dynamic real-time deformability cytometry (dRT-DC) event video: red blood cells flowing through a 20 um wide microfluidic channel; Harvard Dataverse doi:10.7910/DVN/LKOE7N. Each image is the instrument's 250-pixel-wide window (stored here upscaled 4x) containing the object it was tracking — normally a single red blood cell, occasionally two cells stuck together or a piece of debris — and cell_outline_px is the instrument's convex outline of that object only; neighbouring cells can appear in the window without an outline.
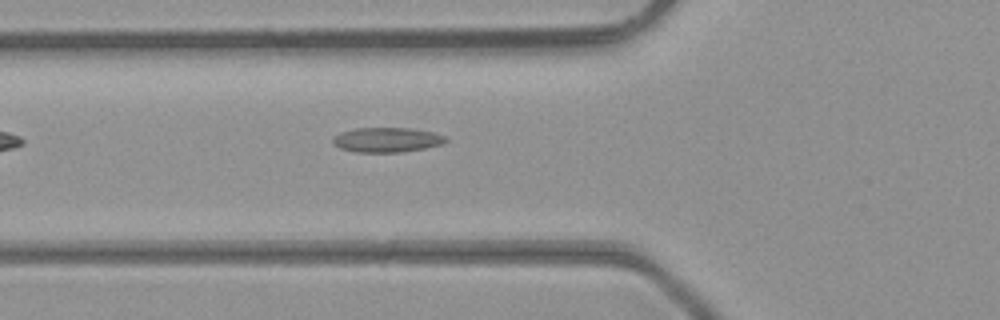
{"species": "common noctule bat (a hibernating species)", "species_latin": "Nyctalus noctula", "temperature_condition": "room temperature", "stored_images_in_passage": 5, "camera_frame_rate_fps": 3000, "um_per_image_px": 0.085, "animal": {"sex": "male", "body_mass_g": 23.1, "forearm_length_mm": 52.7}, "frame": {"image": 1, "passage_image": 5, "time_ms": 1.333, "image_size_px": [1000, 320], "cell_outline_px": [[448, 140], [444, 144], [404, 152], [356, 152], [340, 148], [332, 140], [332, 136], [340, 132], [356, 128], [408, 128], [432, 132], [444, 136]], "centroid_in_image_um": [32.88, 11.88], "position_along_channel_um": 92.9, "area_um2": 16.24}}